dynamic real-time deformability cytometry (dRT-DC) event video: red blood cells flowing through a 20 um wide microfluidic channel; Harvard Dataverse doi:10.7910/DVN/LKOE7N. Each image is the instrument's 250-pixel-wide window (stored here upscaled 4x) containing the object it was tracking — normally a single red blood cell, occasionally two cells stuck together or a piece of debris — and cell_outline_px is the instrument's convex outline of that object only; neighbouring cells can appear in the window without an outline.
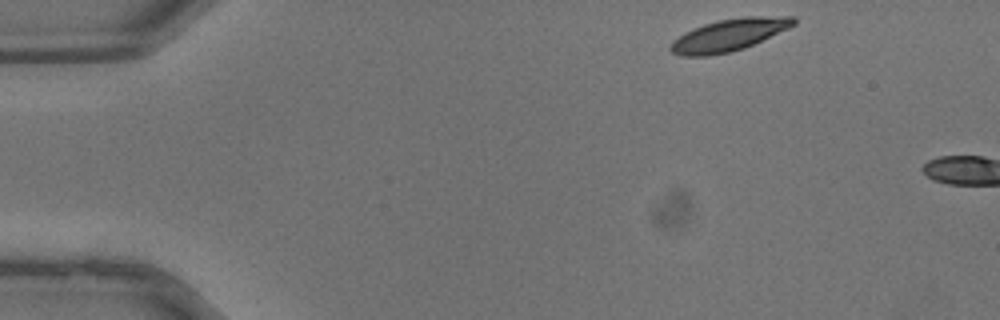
{"species": "common noctule bat (a hibernating species)", "species_latin": "Nyctalus noctula", "temperature_condition": "warm", "stored_images_in_passage": 3, "camera_frame_rate_fps": 3000, "um_per_image_px": 0.085, "animal": {"sex": "male", "body_mass_g": 13.3}, "frame": {"image": 1, "passage_image": 1, "time_ms": 0.0, "image_size_px": [1000, 320], "cell_outline_px": [[796, 24], [788, 28], [744, 48], [732, 52], [708, 56], [680, 56], [672, 52], [668, 48], [672, 40], [704, 24], [720, 20], [744, 16], [796, 16]], "centroid_in_image_um": [61.97, 2.98], "position_along_channel_um": 23.0, "area_um2": 22.83}}